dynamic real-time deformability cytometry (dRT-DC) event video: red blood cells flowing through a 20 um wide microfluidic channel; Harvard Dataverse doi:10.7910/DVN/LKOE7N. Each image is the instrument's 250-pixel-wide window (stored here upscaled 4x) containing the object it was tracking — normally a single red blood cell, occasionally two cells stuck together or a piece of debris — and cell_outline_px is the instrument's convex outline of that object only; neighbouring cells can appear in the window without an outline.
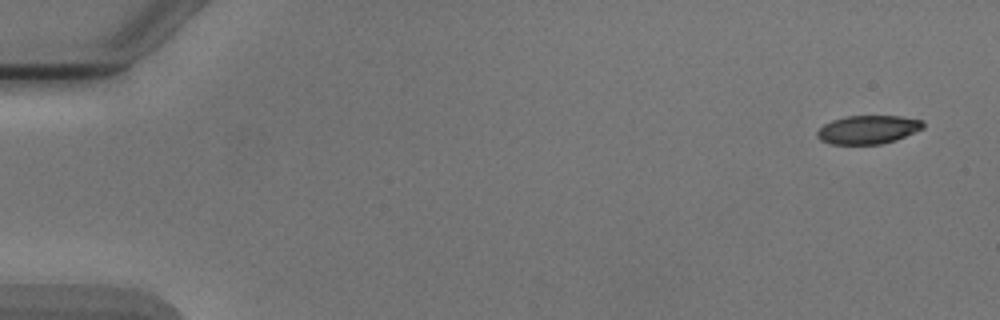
{"species": "Egyptian fruit bat (a non-hibernating species)", "species_latin": "Rousettus aegyptiacus", "temperature_condition": "cold", "stored_images_in_passage": 5, "camera_frame_rate_fps": 3000, "um_per_image_px": 0.085, "animal": {"sex": "male"}, "frame": {"image": 1, "passage_image": 1, "time_ms": 0.0, "image_size_px": [1000, 320], "cell_outline_px": [[924, 128], [896, 140], [880, 144], [832, 144], [820, 140], [816, 136], [816, 132], [824, 124], [832, 120], [848, 116], [900, 116], [924, 120]], "centroid_in_image_um": [73.79, 11.01], "position_along_channel_um": 11.2, "area_um2": 17.63}}
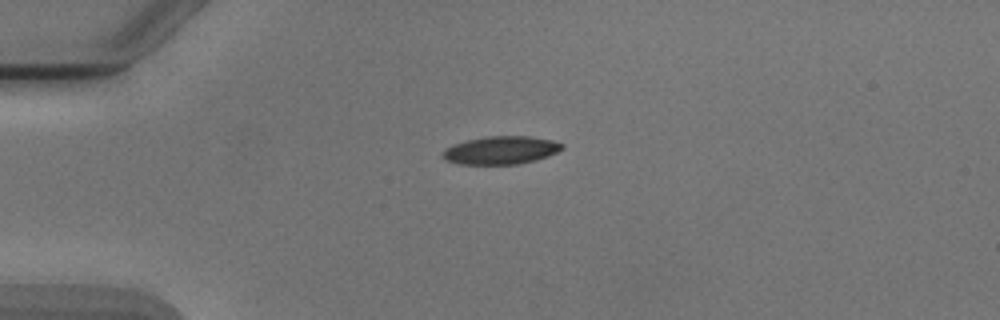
{"frame": {"image": 2, "passage_image": 4, "time_ms": 3.667, "image_size_px": [1000, 320], "cell_outline_px": [[564, 148], [548, 156], [536, 160], [516, 164], [460, 164], [448, 160], [444, 156], [444, 148], [452, 144], [484, 136], [528, 136], [552, 140], [564, 144]], "centroid_in_image_um": [42.61, 12.76], "position_along_channel_um": 42.4, "area_um2": 19.36}}